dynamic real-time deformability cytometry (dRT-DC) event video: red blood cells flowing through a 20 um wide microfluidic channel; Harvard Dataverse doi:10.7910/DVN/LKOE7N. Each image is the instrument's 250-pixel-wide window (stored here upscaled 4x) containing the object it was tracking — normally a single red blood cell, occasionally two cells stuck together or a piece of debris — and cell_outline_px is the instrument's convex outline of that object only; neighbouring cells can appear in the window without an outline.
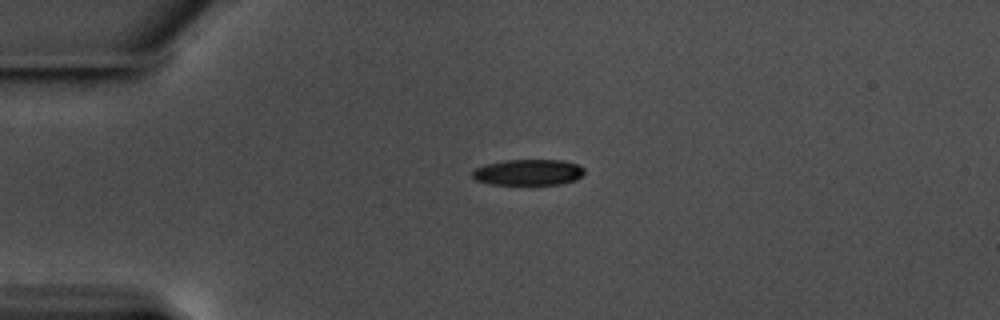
{"species": "common noctule bat (a hibernating species)", "species_latin": "Nyctalus noctula", "temperature_condition": "warm", "stored_images_in_passage": 44, "camera_frame_rate_fps": 3000, "um_per_image_px": 0.085, "animal": {"sex": "male", "body_mass_g": 17.5, "forearm_length_mm": 52.3}, "frame": {"image": 1, "passage_image": 1, "time_ms": 0.0, "image_size_px": [1000, 320], "cell_outline_px": [[584, 172], [576, 180], [560, 184], [492, 184], [476, 180], [472, 176], [472, 172], [476, 168], [484, 164], [508, 160], [560, 160], [576, 164], [584, 168]], "centroid_in_image_um": [44.89, 14.64], "position_along_channel_um": 40.1, "area_um2": 16.76}}
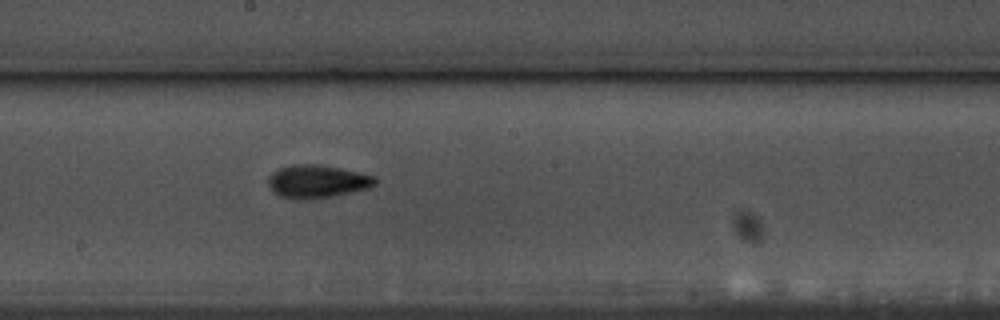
{"frame": {"image": 2, "passage_image": 19, "time_ms": 6.0, "image_size_px": [1000, 320], "cell_outline_px": [[376, 184], [368, 188], [352, 192], [332, 196], [304, 200], [296, 200], [280, 196], [272, 192], [268, 184], [268, 176], [272, 172], [280, 168], [292, 164], [316, 164], [340, 168], [372, 176], [376, 180]], "centroid_in_image_um": [26.89, 15.43], "position_along_channel_um": 221.3, "area_um2": 20.52}}
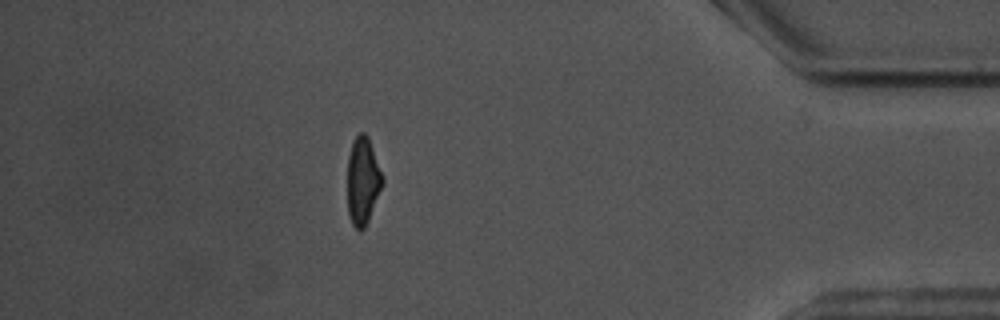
{"frame": {"image": 3, "passage_image": 38, "time_ms": 12.333, "image_size_px": [1000, 320], "cell_outline_px": [[384, 184], [368, 220], [364, 228], [360, 232], [352, 224], [348, 212], [348, 156], [352, 140], [360, 132], [364, 132], [368, 136], [384, 176]], "centroid_in_image_um": [30.85, 15.35], "position_along_channel_um": 404.3, "area_um2": 18.09}, "authors_computed_cell_mechanics": {"area_um2": 18.7272, "velocity_mm_per_s": 3.5609, "shape_relaxation_time_tau1_ms": 4.4822, "shape_relaxation_time_tau2_ms": 4.9387, "deformation_change_tau1": 0.1617, "deformation_change_tau2": 0.1192}}